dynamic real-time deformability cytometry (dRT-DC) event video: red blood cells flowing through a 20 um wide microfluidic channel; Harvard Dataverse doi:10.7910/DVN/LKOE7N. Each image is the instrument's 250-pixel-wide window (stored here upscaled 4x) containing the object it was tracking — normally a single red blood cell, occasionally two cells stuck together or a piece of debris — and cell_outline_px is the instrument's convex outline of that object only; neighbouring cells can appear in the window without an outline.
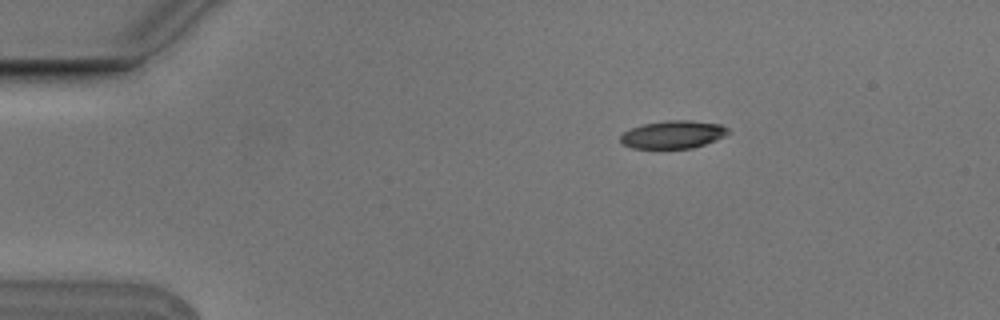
{"species": "Egyptian fruit bat (a non-hibernating species)", "species_latin": "Rousettus aegyptiacus", "temperature_condition": "cold", "stored_images_in_passage": 4, "camera_frame_rate_fps": 3000, "um_per_image_px": 0.085, "animal": {"sex": "male"}, "frame": {"image": 1, "passage_image": 3, "time_ms": 0.667, "image_size_px": [1000, 320], "cell_outline_px": [[732, 132], [716, 140], [692, 148], [632, 148], [620, 144], [620, 136], [624, 132], [632, 128], [644, 124], [668, 120], [688, 120], [720, 124], [728, 128]], "centroid_in_image_um": [57.21, 11.44], "position_along_channel_um": 27.8, "area_um2": 17.46}}